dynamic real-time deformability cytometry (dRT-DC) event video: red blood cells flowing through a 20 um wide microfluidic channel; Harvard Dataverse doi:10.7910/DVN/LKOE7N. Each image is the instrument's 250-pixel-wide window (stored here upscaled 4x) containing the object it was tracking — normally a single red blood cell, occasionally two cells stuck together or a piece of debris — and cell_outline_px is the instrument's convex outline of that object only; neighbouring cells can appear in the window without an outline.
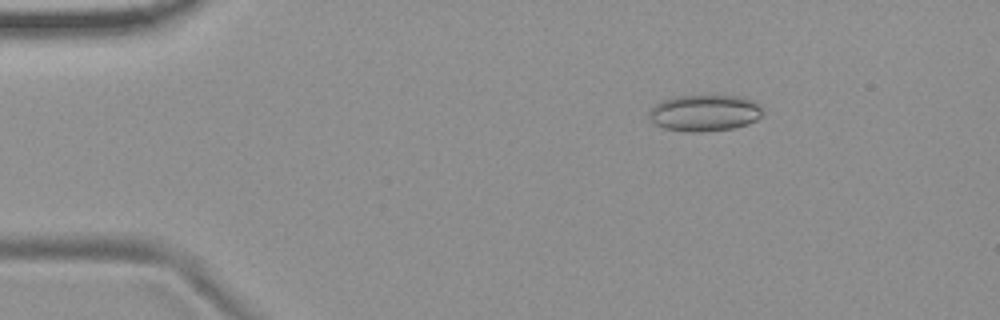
{"species": "common noctule bat (a hibernating species)", "species_latin": "Nyctalus noctula", "temperature_condition": "room temperature", "stored_images_in_passage": 55, "camera_frame_rate_fps": 3000, "um_per_image_px": 0.085, "animal": {"sex": "female", "body_mass_g": 19.9}, "frame": {"image": 1, "passage_image": 9, "time_ms": 2.667, "image_size_px": [1000, 320], "cell_outline_px": [[764, 116], [748, 124], [732, 128], [704, 132], [688, 132], [664, 128], [656, 124], [648, 116], [648, 112], [660, 100], [676, 96], [740, 96], [752, 100], [760, 104], [764, 112]], "centroid_in_image_um": [59.92, 9.6], "position_along_channel_um": 25.1, "area_um2": 24.33}}
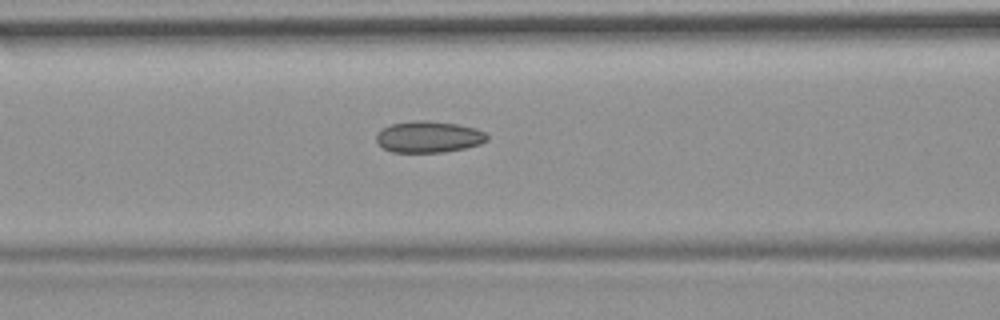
{"frame": {"image": 2, "passage_image": 23, "time_ms": 7.333, "image_size_px": [1000, 320], "cell_outline_px": [[488, 140], [480, 144], [464, 148], [444, 152], [392, 152], [384, 148], [376, 140], [376, 132], [392, 124], [416, 120], [428, 120], [456, 124], [476, 128], [484, 132], [488, 136]], "centroid_in_image_um": [36.44, 11.63], "position_along_channel_um": 130.2, "area_um2": 20.23}}
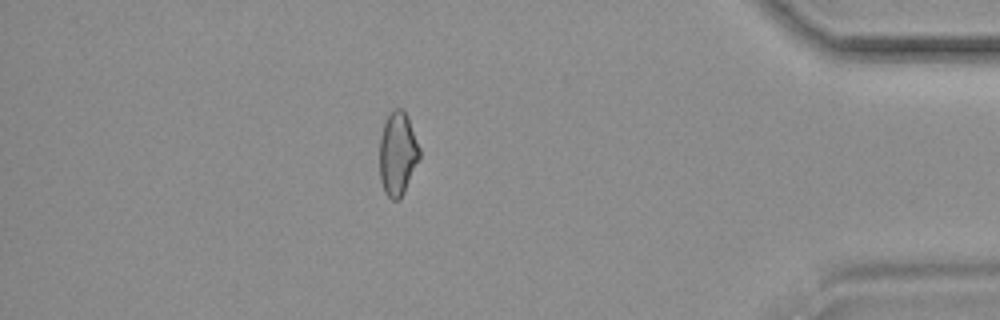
{"frame": {"image": 3, "passage_image": 48, "time_ms": 15.667, "image_size_px": [1000, 320], "cell_outline_px": [[420, 156], [404, 192], [400, 200], [392, 200], [384, 192], [380, 180], [380, 136], [384, 124], [392, 108], [404, 108], [408, 116], [420, 148]], "centroid_in_image_um": [33.8, 13.04], "position_along_channel_um": 401.4, "area_um2": 19.54}, "authors_computed_cell_mechanics": {"area_um2": 20.23, "velocity_mm_per_s": 3.7243, "shape_relaxation_time_tau1_ms": null, "shape_relaxation_time_tau2_ms": 2.545, "deformation_change_tau1": null, "deformation_change_tau2": 0.0812}}